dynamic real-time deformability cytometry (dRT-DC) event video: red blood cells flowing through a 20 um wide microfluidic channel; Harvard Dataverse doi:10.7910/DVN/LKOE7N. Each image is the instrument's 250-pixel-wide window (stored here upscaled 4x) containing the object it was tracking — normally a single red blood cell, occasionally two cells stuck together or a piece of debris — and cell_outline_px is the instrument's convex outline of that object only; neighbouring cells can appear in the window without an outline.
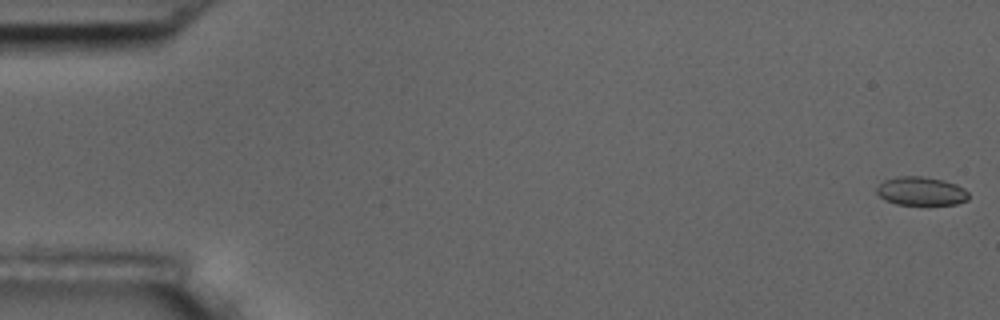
{"species": "common noctule bat (a hibernating species)", "species_latin": "Nyctalus noctula", "temperature_condition": "room temperature", "stored_images_in_passage": 56, "camera_frame_rate_fps": 3000, "um_per_image_px": 0.085, "animal": {"sex": "male", "body_mass_g": 17.5, "forearm_length_mm": 52.3}, "frame": {"image": 1, "passage_image": 1, "time_ms": 0.0, "image_size_px": [1000, 320], "cell_outline_px": [[968, 200], [956, 204], [928, 208], [896, 204], [884, 200], [876, 192], [876, 188], [884, 180], [900, 176], [920, 176], [944, 180], [956, 184], [964, 188], [968, 192]], "centroid_in_image_um": [78.32, 16.31], "position_along_channel_um": 6.7, "area_um2": 16.13}}
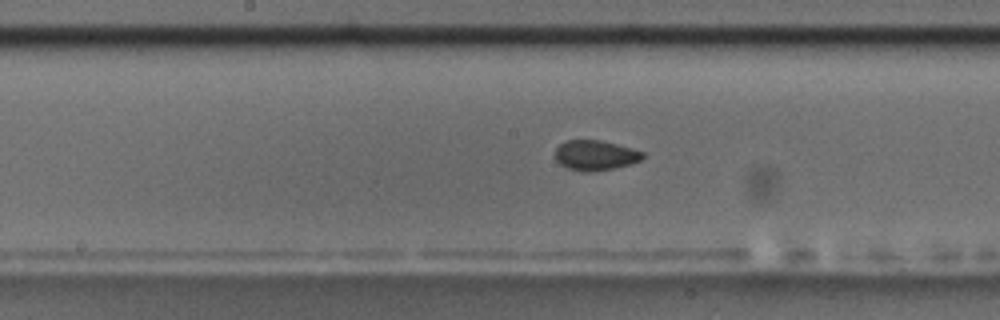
{"frame": {"image": 2, "passage_image": 29, "time_ms": 9.333, "image_size_px": [1000, 320], "cell_outline_px": [[644, 156], [640, 160], [632, 164], [612, 168], [588, 172], [580, 172], [568, 168], [560, 164], [556, 160], [556, 148], [560, 144], [568, 140], [600, 140], [632, 148], [644, 152]], "centroid_in_image_um": [50.6, 13.2], "position_along_channel_um": 197.6, "area_um2": 15.26}}
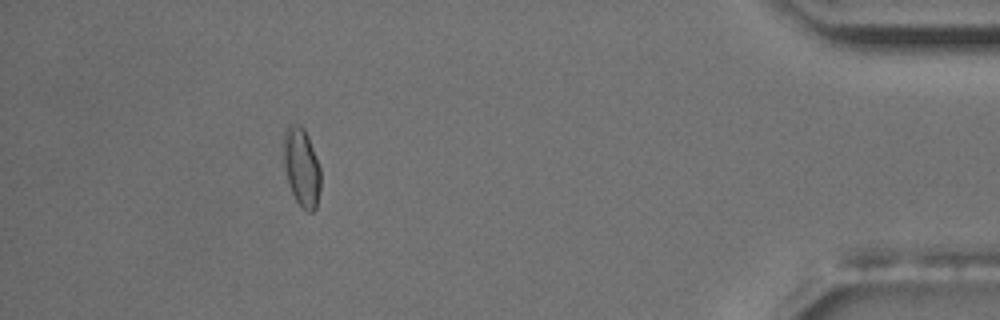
{"frame": {"image": 3, "passage_image": 51, "time_ms": 16.667, "image_size_px": [1000, 320], "cell_outline_px": [[320, 188], [316, 208], [312, 212], [308, 212], [300, 208], [292, 192], [288, 180], [284, 164], [284, 128], [288, 124], [296, 124], [304, 128], [308, 136], [320, 168]], "centroid_in_image_um": [25.64, 14.22], "position_along_channel_um": 409.6, "area_um2": 16.88}, "authors_computed_cell_mechanics": {"area_um2": 15.6638, "velocity_mm_per_s": 3.6364, "shape_relaxation_time_tau1_ms": null, "shape_relaxation_time_tau2_ms": 1.2084, "deformation_change_tau1": null, "deformation_change_tau2": 0.0501}}